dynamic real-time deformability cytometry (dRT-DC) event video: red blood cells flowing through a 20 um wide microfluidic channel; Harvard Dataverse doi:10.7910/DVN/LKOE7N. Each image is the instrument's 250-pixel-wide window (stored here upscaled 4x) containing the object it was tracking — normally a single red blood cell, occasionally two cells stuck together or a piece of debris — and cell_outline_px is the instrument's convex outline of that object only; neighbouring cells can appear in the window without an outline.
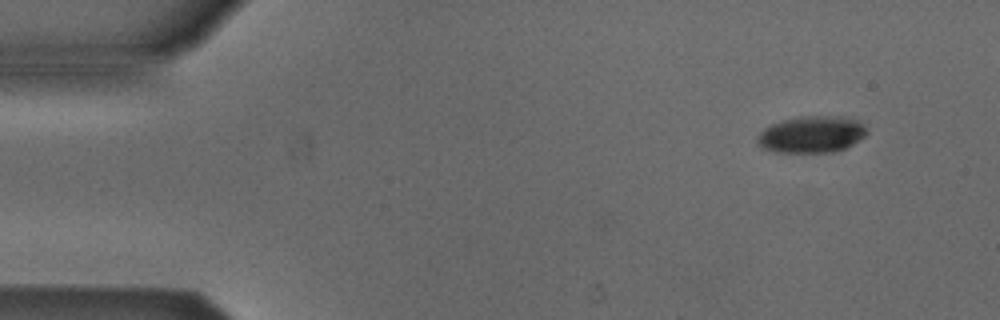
{"species": "Egyptian fruit bat (a non-hibernating species)", "species_latin": "Rousettus aegyptiacus", "temperature_condition": "cold", "stored_images_in_passage": 2, "camera_frame_rate_fps": 3000, "um_per_image_px": 0.085, "animal": {"sex": "male"}, "frame": {"image": 1, "passage_image": 2, "time_ms": 2.0, "image_size_px": [1000, 320], "cell_outline_px": [[868, 132], [864, 136], [852, 144], [844, 148], [832, 152], [772, 152], [760, 148], [756, 144], [756, 140], [760, 132], [764, 128], [772, 124], [784, 120], [800, 116], [840, 116], [856, 120], [864, 124]], "centroid_in_image_um": [68.95, 11.43], "position_along_channel_um": 16.1, "area_um2": 23.47}}